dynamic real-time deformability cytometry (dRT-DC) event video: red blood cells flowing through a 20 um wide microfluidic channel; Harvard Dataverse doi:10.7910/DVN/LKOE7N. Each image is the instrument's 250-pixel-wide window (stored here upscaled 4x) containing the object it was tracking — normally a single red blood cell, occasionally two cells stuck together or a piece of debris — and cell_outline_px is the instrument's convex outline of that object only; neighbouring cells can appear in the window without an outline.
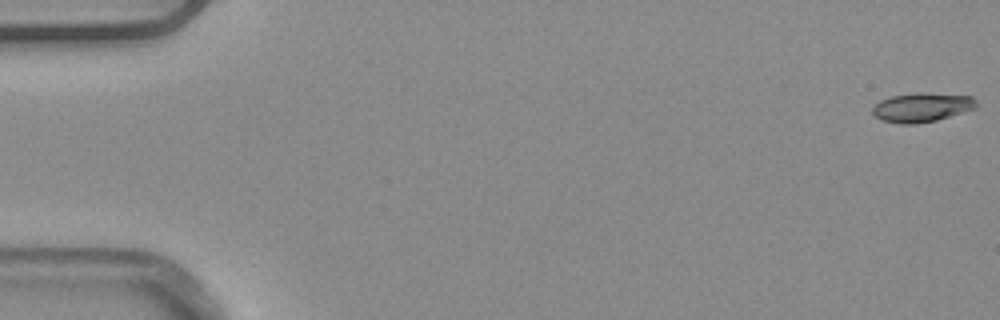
{"species": "common noctule bat (a hibernating species)", "species_latin": "Nyctalus noctula", "temperature_condition": "warm", "stored_images_in_passage": 5, "camera_frame_rate_fps": 3000, "um_per_image_px": 0.085, "animal": {"sex": "male", "body_mass_g": 20.4}, "frame": {"image": 1, "passage_image": 1, "time_ms": 0.0, "image_size_px": [1000, 320], "cell_outline_px": [[976, 108], [936, 120], [916, 124], [904, 124], [880, 120], [872, 112], [872, 108], [880, 100], [892, 96], [916, 92], [924, 92], [972, 96], [976, 100]], "centroid_in_image_um": [78.35, 9.11], "position_along_channel_um": 6.7, "area_um2": 17.63}}
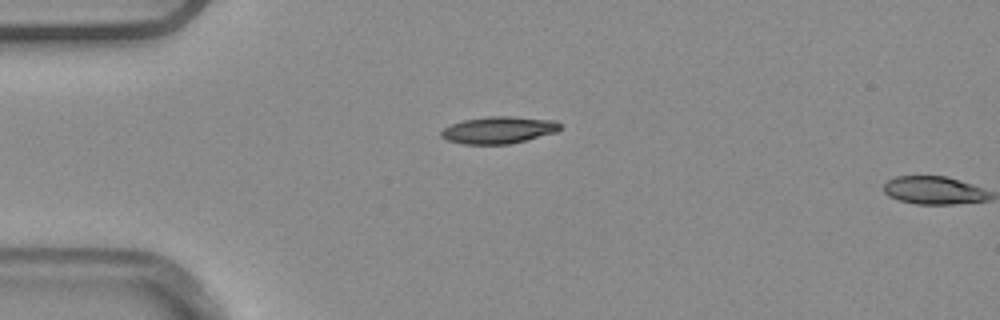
{"frame": {"image": 2, "passage_image": 4, "time_ms": 1.0, "image_size_px": [1000, 320], "cell_outline_px": [[564, 128], [556, 132], [528, 140], [508, 144], [464, 144], [448, 140], [440, 136], [440, 132], [444, 128], [452, 124], [464, 120], [488, 116], [508, 116], [556, 120]], "centroid_in_image_um": [42.43, 11.05], "position_along_channel_um": 42.6, "area_um2": 18.79}}